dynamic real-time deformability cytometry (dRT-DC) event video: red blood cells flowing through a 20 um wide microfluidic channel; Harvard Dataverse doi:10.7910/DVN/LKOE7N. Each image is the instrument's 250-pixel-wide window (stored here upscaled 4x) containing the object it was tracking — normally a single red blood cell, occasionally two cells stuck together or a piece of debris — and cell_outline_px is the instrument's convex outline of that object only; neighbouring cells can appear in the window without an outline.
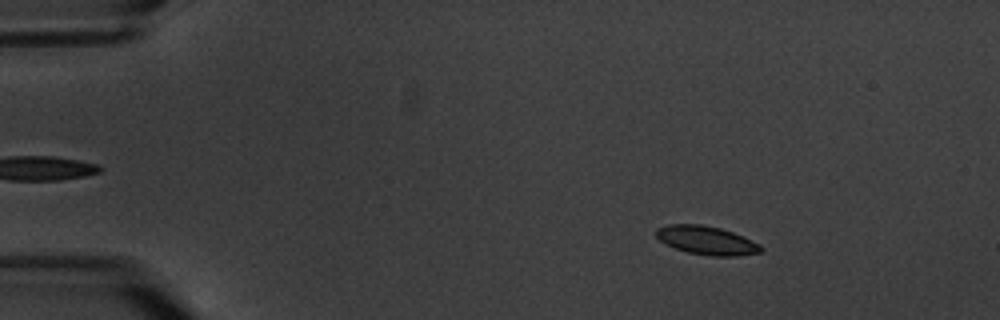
{"species": "common noctule bat (a hibernating species)", "species_latin": "Nyctalus noctula", "temperature_condition": "warm", "stored_images_in_passage": 6, "camera_frame_rate_fps": 3000, "um_per_image_px": 0.085, "animal": {"sex": "male", "body_mass_g": 20.1, "forearm_length_mm": 53.5}, "frame": {"image": 1, "passage_image": 2, "time_ms": 1.333, "image_size_px": [1000, 320], "cell_outline_px": [[764, 248], [760, 252], [736, 256], [712, 256], [688, 252], [664, 244], [656, 236], [656, 228], [668, 224], [700, 224], [720, 228], [732, 232], [752, 240], [760, 244]], "centroid_in_image_um": [60.05, 20.42], "position_along_channel_um": 25.0, "area_um2": 17.4}}
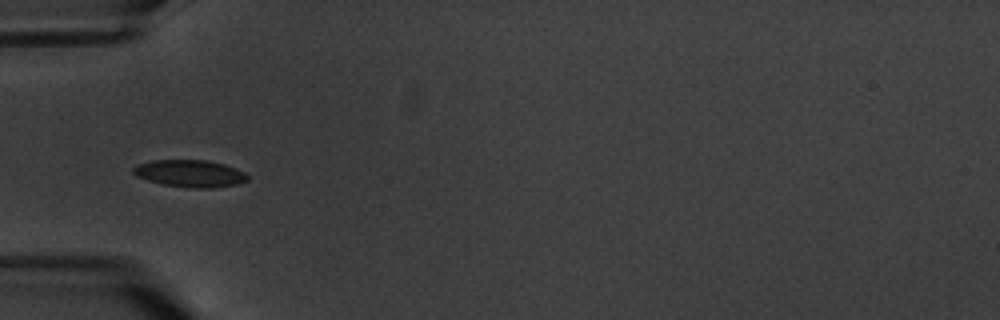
{"frame": {"image": 2, "passage_image": 5, "time_ms": 5.0, "image_size_px": [1000, 320], "cell_outline_px": [[248, 180], [236, 184], [212, 188], [188, 188], [164, 184], [148, 180], [136, 176], [132, 172], [132, 168], [140, 164], [152, 160], [208, 160], [224, 164], [236, 168], [244, 172], [248, 176]], "centroid_in_image_um": [16.16, 14.74], "position_along_channel_um": 68.8, "area_um2": 18.03}}